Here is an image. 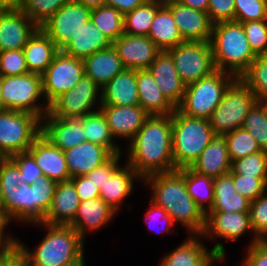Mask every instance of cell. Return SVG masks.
Segmentation results:
<instances>
[{
  "instance_id": "cell-1",
  "label": "cell",
  "mask_w": 267,
  "mask_h": 266,
  "mask_svg": "<svg viewBox=\"0 0 267 266\" xmlns=\"http://www.w3.org/2000/svg\"><path fill=\"white\" fill-rule=\"evenodd\" d=\"M127 146V163L143 179L176 170L172 152V114L149 115Z\"/></svg>"
},
{
  "instance_id": "cell-2",
  "label": "cell",
  "mask_w": 267,
  "mask_h": 266,
  "mask_svg": "<svg viewBox=\"0 0 267 266\" xmlns=\"http://www.w3.org/2000/svg\"><path fill=\"white\" fill-rule=\"evenodd\" d=\"M144 186H150L151 200L163 207L172 217L174 224H181L191 235H202L205 214L187 191L185 168L168 173H157L142 179ZM177 222V223H176Z\"/></svg>"
},
{
  "instance_id": "cell-3",
  "label": "cell",
  "mask_w": 267,
  "mask_h": 266,
  "mask_svg": "<svg viewBox=\"0 0 267 266\" xmlns=\"http://www.w3.org/2000/svg\"><path fill=\"white\" fill-rule=\"evenodd\" d=\"M46 231L39 245L28 249L20 240L14 238L16 245L29 258L32 266H64L84 254V239L70 225L33 223Z\"/></svg>"
},
{
  "instance_id": "cell-4",
  "label": "cell",
  "mask_w": 267,
  "mask_h": 266,
  "mask_svg": "<svg viewBox=\"0 0 267 266\" xmlns=\"http://www.w3.org/2000/svg\"><path fill=\"white\" fill-rule=\"evenodd\" d=\"M211 46L215 69L239 78L257 57L250 48L241 23L235 21L213 24Z\"/></svg>"
},
{
  "instance_id": "cell-5",
  "label": "cell",
  "mask_w": 267,
  "mask_h": 266,
  "mask_svg": "<svg viewBox=\"0 0 267 266\" xmlns=\"http://www.w3.org/2000/svg\"><path fill=\"white\" fill-rule=\"evenodd\" d=\"M213 135L209 120L186 116L176 108L172 113V152L176 170L191 167Z\"/></svg>"
},
{
  "instance_id": "cell-6",
  "label": "cell",
  "mask_w": 267,
  "mask_h": 266,
  "mask_svg": "<svg viewBox=\"0 0 267 266\" xmlns=\"http://www.w3.org/2000/svg\"><path fill=\"white\" fill-rule=\"evenodd\" d=\"M235 79L231 73L216 69L199 81L186 85L183 100L177 109L186 116L209 120Z\"/></svg>"
},
{
  "instance_id": "cell-7",
  "label": "cell",
  "mask_w": 267,
  "mask_h": 266,
  "mask_svg": "<svg viewBox=\"0 0 267 266\" xmlns=\"http://www.w3.org/2000/svg\"><path fill=\"white\" fill-rule=\"evenodd\" d=\"M41 97L44 100L42 75L1 76V109L25 111L42 119L48 113L49 105L45 100L42 105L38 104Z\"/></svg>"
},
{
  "instance_id": "cell-8",
  "label": "cell",
  "mask_w": 267,
  "mask_h": 266,
  "mask_svg": "<svg viewBox=\"0 0 267 266\" xmlns=\"http://www.w3.org/2000/svg\"><path fill=\"white\" fill-rule=\"evenodd\" d=\"M41 134V119L29 112L0 109V158L27 152Z\"/></svg>"
},
{
  "instance_id": "cell-9",
  "label": "cell",
  "mask_w": 267,
  "mask_h": 266,
  "mask_svg": "<svg viewBox=\"0 0 267 266\" xmlns=\"http://www.w3.org/2000/svg\"><path fill=\"white\" fill-rule=\"evenodd\" d=\"M256 101L254 93L240 78H236L209 119L214 134H227L242 128L245 117Z\"/></svg>"
},
{
  "instance_id": "cell-10",
  "label": "cell",
  "mask_w": 267,
  "mask_h": 266,
  "mask_svg": "<svg viewBox=\"0 0 267 266\" xmlns=\"http://www.w3.org/2000/svg\"><path fill=\"white\" fill-rule=\"evenodd\" d=\"M167 52L186 85L199 81L216 70L210 41L183 42Z\"/></svg>"
},
{
  "instance_id": "cell-11",
  "label": "cell",
  "mask_w": 267,
  "mask_h": 266,
  "mask_svg": "<svg viewBox=\"0 0 267 266\" xmlns=\"http://www.w3.org/2000/svg\"><path fill=\"white\" fill-rule=\"evenodd\" d=\"M97 104L99 107H96ZM100 105L101 88L85 74L74 88L49 105L48 114L57 118H80L98 110ZM94 107L97 109H93Z\"/></svg>"
},
{
  "instance_id": "cell-12",
  "label": "cell",
  "mask_w": 267,
  "mask_h": 266,
  "mask_svg": "<svg viewBox=\"0 0 267 266\" xmlns=\"http://www.w3.org/2000/svg\"><path fill=\"white\" fill-rule=\"evenodd\" d=\"M84 75L83 60L69 56L60 50L42 74L46 103L50 105L60 95L74 88Z\"/></svg>"
},
{
  "instance_id": "cell-13",
  "label": "cell",
  "mask_w": 267,
  "mask_h": 266,
  "mask_svg": "<svg viewBox=\"0 0 267 266\" xmlns=\"http://www.w3.org/2000/svg\"><path fill=\"white\" fill-rule=\"evenodd\" d=\"M92 9L83 4L69 0L44 24L42 31L62 50L79 31L81 26L91 18Z\"/></svg>"
},
{
  "instance_id": "cell-14",
  "label": "cell",
  "mask_w": 267,
  "mask_h": 266,
  "mask_svg": "<svg viewBox=\"0 0 267 266\" xmlns=\"http://www.w3.org/2000/svg\"><path fill=\"white\" fill-rule=\"evenodd\" d=\"M201 238V235L188 236L162 258L159 266H210L212 262L222 261L226 254L224 245L218 242L208 250Z\"/></svg>"
},
{
  "instance_id": "cell-15",
  "label": "cell",
  "mask_w": 267,
  "mask_h": 266,
  "mask_svg": "<svg viewBox=\"0 0 267 266\" xmlns=\"http://www.w3.org/2000/svg\"><path fill=\"white\" fill-rule=\"evenodd\" d=\"M38 28L16 4L0 6V52L23 49Z\"/></svg>"
},
{
  "instance_id": "cell-16",
  "label": "cell",
  "mask_w": 267,
  "mask_h": 266,
  "mask_svg": "<svg viewBox=\"0 0 267 266\" xmlns=\"http://www.w3.org/2000/svg\"><path fill=\"white\" fill-rule=\"evenodd\" d=\"M171 11L184 42L210 41L213 23L207 12L185 6L176 0H164Z\"/></svg>"
},
{
  "instance_id": "cell-17",
  "label": "cell",
  "mask_w": 267,
  "mask_h": 266,
  "mask_svg": "<svg viewBox=\"0 0 267 266\" xmlns=\"http://www.w3.org/2000/svg\"><path fill=\"white\" fill-rule=\"evenodd\" d=\"M112 45L125 69H148L160 52L148 36L123 33Z\"/></svg>"
},
{
  "instance_id": "cell-18",
  "label": "cell",
  "mask_w": 267,
  "mask_h": 266,
  "mask_svg": "<svg viewBox=\"0 0 267 266\" xmlns=\"http://www.w3.org/2000/svg\"><path fill=\"white\" fill-rule=\"evenodd\" d=\"M248 231L253 233L249 212L209 211L205 215V227L201 236L236 241Z\"/></svg>"
},
{
  "instance_id": "cell-19",
  "label": "cell",
  "mask_w": 267,
  "mask_h": 266,
  "mask_svg": "<svg viewBox=\"0 0 267 266\" xmlns=\"http://www.w3.org/2000/svg\"><path fill=\"white\" fill-rule=\"evenodd\" d=\"M27 152L41 168L43 176L58 182L70 180V174L64 151L53 145L40 134Z\"/></svg>"
},
{
  "instance_id": "cell-20",
  "label": "cell",
  "mask_w": 267,
  "mask_h": 266,
  "mask_svg": "<svg viewBox=\"0 0 267 266\" xmlns=\"http://www.w3.org/2000/svg\"><path fill=\"white\" fill-rule=\"evenodd\" d=\"M113 138L131 141L149 114L140 106L100 105Z\"/></svg>"
},
{
  "instance_id": "cell-21",
  "label": "cell",
  "mask_w": 267,
  "mask_h": 266,
  "mask_svg": "<svg viewBox=\"0 0 267 266\" xmlns=\"http://www.w3.org/2000/svg\"><path fill=\"white\" fill-rule=\"evenodd\" d=\"M41 134L62 151L86 141L83 122L75 117L57 118L47 113L41 119Z\"/></svg>"
},
{
  "instance_id": "cell-22",
  "label": "cell",
  "mask_w": 267,
  "mask_h": 266,
  "mask_svg": "<svg viewBox=\"0 0 267 266\" xmlns=\"http://www.w3.org/2000/svg\"><path fill=\"white\" fill-rule=\"evenodd\" d=\"M148 70L162 94L177 108L183 100L186 84L178 75L171 55L167 51H160Z\"/></svg>"
},
{
  "instance_id": "cell-23",
  "label": "cell",
  "mask_w": 267,
  "mask_h": 266,
  "mask_svg": "<svg viewBox=\"0 0 267 266\" xmlns=\"http://www.w3.org/2000/svg\"><path fill=\"white\" fill-rule=\"evenodd\" d=\"M232 161L227 150L226 135L214 134L210 144L190 167L193 171L217 178L231 171Z\"/></svg>"
},
{
  "instance_id": "cell-24",
  "label": "cell",
  "mask_w": 267,
  "mask_h": 266,
  "mask_svg": "<svg viewBox=\"0 0 267 266\" xmlns=\"http://www.w3.org/2000/svg\"><path fill=\"white\" fill-rule=\"evenodd\" d=\"M64 154L70 179L90 173L113 156L107 148L89 141L65 150Z\"/></svg>"
},
{
  "instance_id": "cell-25",
  "label": "cell",
  "mask_w": 267,
  "mask_h": 266,
  "mask_svg": "<svg viewBox=\"0 0 267 266\" xmlns=\"http://www.w3.org/2000/svg\"><path fill=\"white\" fill-rule=\"evenodd\" d=\"M80 204L76 188L71 180L58 182L50 209L42 223L52 225H70L77 214Z\"/></svg>"
},
{
  "instance_id": "cell-26",
  "label": "cell",
  "mask_w": 267,
  "mask_h": 266,
  "mask_svg": "<svg viewBox=\"0 0 267 266\" xmlns=\"http://www.w3.org/2000/svg\"><path fill=\"white\" fill-rule=\"evenodd\" d=\"M101 105H139L135 69H124L101 88Z\"/></svg>"
},
{
  "instance_id": "cell-27",
  "label": "cell",
  "mask_w": 267,
  "mask_h": 266,
  "mask_svg": "<svg viewBox=\"0 0 267 266\" xmlns=\"http://www.w3.org/2000/svg\"><path fill=\"white\" fill-rule=\"evenodd\" d=\"M117 212L100 197L80 202L74 221L70 224L85 240V234L107 226Z\"/></svg>"
},
{
  "instance_id": "cell-28",
  "label": "cell",
  "mask_w": 267,
  "mask_h": 266,
  "mask_svg": "<svg viewBox=\"0 0 267 266\" xmlns=\"http://www.w3.org/2000/svg\"><path fill=\"white\" fill-rule=\"evenodd\" d=\"M141 180L142 178L135 172V170L126 162L122 167L120 166L113 175H107L104 186L99 189V197L108 204L113 210L118 212L121 208V203L129 197L133 191L134 180Z\"/></svg>"
},
{
  "instance_id": "cell-29",
  "label": "cell",
  "mask_w": 267,
  "mask_h": 266,
  "mask_svg": "<svg viewBox=\"0 0 267 266\" xmlns=\"http://www.w3.org/2000/svg\"><path fill=\"white\" fill-rule=\"evenodd\" d=\"M12 221L36 223L35 186L21 183L12 191H0Z\"/></svg>"
},
{
  "instance_id": "cell-30",
  "label": "cell",
  "mask_w": 267,
  "mask_h": 266,
  "mask_svg": "<svg viewBox=\"0 0 267 266\" xmlns=\"http://www.w3.org/2000/svg\"><path fill=\"white\" fill-rule=\"evenodd\" d=\"M139 105L149 115H170L175 107L162 94L148 69L136 70Z\"/></svg>"
},
{
  "instance_id": "cell-31",
  "label": "cell",
  "mask_w": 267,
  "mask_h": 266,
  "mask_svg": "<svg viewBox=\"0 0 267 266\" xmlns=\"http://www.w3.org/2000/svg\"><path fill=\"white\" fill-rule=\"evenodd\" d=\"M112 45L109 38L94 25L90 19L81 26L73 39L62 51L76 59L84 60L97 51Z\"/></svg>"
},
{
  "instance_id": "cell-32",
  "label": "cell",
  "mask_w": 267,
  "mask_h": 266,
  "mask_svg": "<svg viewBox=\"0 0 267 266\" xmlns=\"http://www.w3.org/2000/svg\"><path fill=\"white\" fill-rule=\"evenodd\" d=\"M83 63L85 74L100 88L125 69L113 45L93 53Z\"/></svg>"
},
{
  "instance_id": "cell-33",
  "label": "cell",
  "mask_w": 267,
  "mask_h": 266,
  "mask_svg": "<svg viewBox=\"0 0 267 266\" xmlns=\"http://www.w3.org/2000/svg\"><path fill=\"white\" fill-rule=\"evenodd\" d=\"M29 73L42 75L60 51L39 27L23 47Z\"/></svg>"
},
{
  "instance_id": "cell-34",
  "label": "cell",
  "mask_w": 267,
  "mask_h": 266,
  "mask_svg": "<svg viewBox=\"0 0 267 266\" xmlns=\"http://www.w3.org/2000/svg\"><path fill=\"white\" fill-rule=\"evenodd\" d=\"M213 184L214 204L210 211L249 212L251 201L236 191L231 172L214 178Z\"/></svg>"
},
{
  "instance_id": "cell-35",
  "label": "cell",
  "mask_w": 267,
  "mask_h": 266,
  "mask_svg": "<svg viewBox=\"0 0 267 266\" xmlns=\"http://www.w3.org/2000/svg\"><path fill=\"white\" fill-rule=\"evenodd\" d=\"M147 36L160 51H167L184 42L171 11L165 5L157 11Z\"/></svg>"
},
{
  "instance_id": "cell-36",
  "label": "cell",
  "mask_w": 267,
  "mask_h": 266,
  "mask_svg": "<svg viewBox=\"0 0 267 266\" xmlns=\"http://www.w3.org/2000/svg\"><path fill=\"white\" fill-rule=\"evenodd\" d=\"M83 122V130L86 141L107 148L113 155L121 154V145L115 143L110 133L106 118L100 109L80 117Z\"/></svg>"
},
{
  "instance_id": "cell-37",
  "label": "cell",
  "mask_w": 267,
  "mask_h": 266,
  "mask_svg": "<svg viewBox=\"0 0 267 266\" xmlns=\"http://www.w3.org/2000/svg\"><path fill=\"white\" fill-rule=\"evenodd\" d=\"M214 179L185 168V184L189 195L206 215L214 204Z\"/></svg>"
},
{
  "instance_id": "cell-38",
  "label": "cell",
  "mask_w": 267,
  "mask_h": 266,
  "mask_svg": "<svg viewBox=\"0 0 267 266\" xmlns=\"http://www.w3.org/2000/svg\"><path fill=\"white\" fill-rule=\"evenodd\" d=\"M164 5V0H146L124 15V33L147 36L157 11Z\"/></svg>"
},
{
  "instance_id": "cell-39",
  "label": "cell",
  "mask_w": 267,
  "mask_h": 266,
  "mask_svg": "<svg viewBox=\"0 0 267 266\" xmlns=\"http://www.w3.org/2000/svg\"><path fill=\"white\" fill-rule=\"evenodd\" d=\"M90 19L111 42L117 40L124 33V15L112 6L104 4L92 9Z\"/></svg>"
},
{
  "instance_id": "cell-40",
  "label": "cell",
  "mask_w": 267,
  "mask_h": 266,
  "mask_svg": "<svg viewBox=\"0 0 267 266\" xmlns=\"http://www.w3.org/2000/svg\"><path fill=\"white\" fill-rule=\"evenodd\" d=\"M239 78L257 100L267 101V53L257 56Z\"/></svg>"
},
{
  "instance_id": "cell-41",
  "label": "cell",
  "mask_w": 267,
  "mask_h": 266,
  "mask_svg": "<svg viewBox=\"0 0 267 266\" xmlns=\"http://www.w3.org/2000/svg\"><path fill=\"white\" fill-rule=\"evenodd\" d=\"M242 128L256 139L261 150L267 152V101L257 100L254 103Z\"/></svg>"
},
{
  "instance_id": "cell-42",
  "label": "cell",
  "mask_w": 267,
  "mask_h": 266,
  "mask_svg": "<svg viewBox=\"0 0 267 266\" xmlns=\"http://www.w3.org/2000/svg\"><path fill=\"white\" fill-rule=\"evenodd\" d=\"M69 0H16L15 4L38 27L46 22Z\"/></svg>"
},
{
  "instance_id": "cell-43",
  "label": "cell",
  "mask_w": 267,
  "mask_h": 266,
  "mask_svg": "<svg viewBox=\"0 0 267 266\" xmlns=\"http://www.w3.org/2000/svg\"><path fill=\"white\" fill-rule=\"evenodd\" d=\"M225 135L231 161L262 151L256 139L243 128H238Z\"/></svg>"
},
{
  "instance_id": "cell-44",
  "label": "cell",
  "mask_w": 267,
  "mask_h": 266,
  "mask_svg": "<svg viewBox=\"0 0 267 266\" xmlns=\"http://www.w3.org/2000/svg\"><path fill=\"white\" fill-rule=\"evenodd\" d=\"M249 216L253 237L248 247L259 241H267V191L251 201Z\"/></svg>"
},
{
  "instance_id": "cell-45",
  "label": "cell",
  "mask_w": 267,
  "mask_h": 266,
  "mask_svg": "<svg viewBox=\"0 0 267 266\" xmlns=\"http://www.w3.org/2000/svg\"><path fill=\"white\" fill-rule=\"evenodd\" d=\"M230 172L249 177L267 178V152L262 150L232 161Z\"/></svg>"
},
{
  "instance_id": "cell-46",
  "label": "cell",
  "mask_w": 267,
  "mask_h": 266,
  "mask_svg": "<svg viewBox=\"0 0 267 266\" xmlns=\"http://www.w3.org/2000/svg\"><path fill=\"white\" fill-rule=\"evenodd\" d=\"M234 21L267 20V0H235Z\"/></svg>"
},
{
  "instance_id": "cell-47",
  "label": "cell",
  "mask_w": 267,
  "mask_h": 266,
  "mask_svg": "<svg viewBox=\"0 0 267 266\" xmlns=\"http://www.w3.org/2000/svg\"><path fill=\"white\" fill-rule=\"evenodd\" d=\"M32 185L35 186L36 222H41L51 207L57 182L42 176Z\"/></svg>"
},
{
  "instance_id": "cell-48",
  "label": "cell",
  "mask_w": 267,
  "mask_h": 266,
  "mask_svg": "<svg viewBox=\"0 0 267 266\" xmlns=\"http://www.w3.org/2000/svg\"><path fill=\"white\" fill-rule=\"evenodd\" d=\"M251 50L256 56L267 53V20L241 23Z\"/></svg>"
},
{
  "instance_id": "cell-49",
  "label": "cell",
  "mask_w": 267,
  "mask_h": 266,
  "mask_svg": "<svg viewBox=\"0 0 267 266\" xmlns=\"http://www.w3.org/2000/svg\"><path fill=\"white\" fill-rule=\"evenodd\" d=\"M27 73L29 71L22 49L0 52V76H16Z\"/></svg>"
},
{
  "instance_id": "cell-50",
  "label": "cell",
  "mask_w": 267,
  "mask_h": 266,
  "mask_svg": "<svg viewBox=\"0 0 267 266\" xmlns=\"http://www.w3.org/2000/svg\"><path fill=\"white\" fill-rule=\"evenodd\" d=\"M233 185L240 195L253 201L267 191V178L233 174Z\"/></svg>"
},
{
  "instance_id": "cell-51",
  "label": "cell",
  "mask_w": 267,
  "mask_h": 266,
  "mask_svg": "<svg viewBox=\"0 0 267 266\" xmlns=\"http://www.w3.org/2000/svg\"><path fill=\"white\" fill-rule=\"evenodd\" d=\"M19 167L21 183L32 185L43 176L41 168L28 152L17 153L10 157Z\"/></svg>"
},
{
  "instance_id": "cell-52",
  "label": "cell",
  "mask_w": 267,
  "mask_h": 266,
  "mask_svg": "<svg viewBox=\"0 0 267 266\" xmlns=\"http://www.w3.org/2000/svg\"><path fill=\"white\" fill-rule=\"evenodd\" d=\"M21 172L11 158H0V191H12L21 184Z\"/></svg>"
},
{
  "instance_id": "cell-53",
  "label": "cell",
  "mask_w": 267,
  "mask_h": 266,
  "mask_svg": "<svg viewBox=\"0 0 267 266\" xmlns=\"http://www.w3.org/2000/svg\"><path fill=\"white\" fill-rule=\"evenodd\" d=\"M151 206L145 213L146 217L145 220H147V223L149 225V228H152L151 230L157 231L158 233H168L174 229H171L172 227L174 228L175 224L172 220V217L168 215L167 211L152 201H150ZM159 222L158 224L161 225V229L159 226L155 227V224ZM161 223V224H160ZM159 227V228H158ZM155 228V229H154ZM156 233V232H155Z\"/></svg>"
},
{
  "instance_id": "cell-54",
  "label": "cell",
  "mask_w": 267,
  "mask_h": 266,
  "mask_svg": "<svg viewBox=\"0 0 267 266\" xmlns=\"http://www.w3.org/2000/svg\"><path fill=\"white\" fill-rule=\"evenodd\" d=\"M235 0H209L207 14L213 24L234 21Z\"/></svg>"
},
{
  "instance_id": "cell-55",
  "label": "cell",
  "mask_w": 267,
  "mask_h": 266,
  "mask_svg": "<svg viewBox=\"0 0 267 266\" xmlns=\"http://www.w3.org/2000/svg\"><path fill=\"white\" fill-rule=\"evenodd\" d=\"M119 160L121 161V154H115L107 162L94 168L85 176L90 179L94 186L100 189L104 186L107 175H113V173L120 167Z\"/></svg>"
},
{
  "instance_id": "cell-56",
  "label": "cell",
  "mask_w": 267,
  "mask_h": 266,
  "mask_svg": "<svg viewBox=\"0 0 267 266\" xmlns=\"http://www.w3.org/2000/svg\"><path fill=\"white\" fill-rule=\"evenodd\" d=\"M242 266H267V241H259L247 247Z\"/></svg>"
},
{
  "instance_id": "cell-57",
  "label": "cell",
  "mask_w": 267,
  "mask_h": 266,
  "mask_svg": "<svg viewBox=\"0 0 267 266\" xmlns=\"http://www.w3.org/2000/svg\"><path fill=\"white\" fill-rule=\"evenodd\" d=\"M77 191L80 202L88 199L99 198V189L92 184L90 179L84 176H76L70 179Z\"/></svg>"
},
{
  "instance_id": "cell-58",
  "label": "cell",
  "mask_w": 267,
  "mask_h": 266,
  "mask_svg": "<svg viewBox=\"0 0 267 266\" xmlns=\"http://www.w3.org/2000/svg\"><path fill=\"white\" fill-rule=\"evenodd\" d=\"M3 266H32L29 258L16 245L15 241L4 251Z\"/></svg>"
},
{
  "instance_id": "cell-59",
  "label": "cell",
  "mask_w": 267,
  "mask_h": 266,
  "mask_svg": "<svg viewBox=\"0 0 267 266\" xmlns=\"http://www.w3.org/2000/svg\"><path fill=\"white\" fill-rule=\"evenodd\" d=\"M146 0H105V5L112 6L120 13L133 11L136 7L141 6Z\"/></svg>"
},
{
  "instance_id": "cell-60",
  "label": "cell",
  "mask_w": 267,
  "mask_h": 266,
  "mask_svg": "<svg viewBox=\"0 0 267 266\" xmlns=\"http://www.w3.org/2000/svg\"><path fill=\"white\" fill-rule=\"evenodd\" d=\"M179 3L197 9L203 12H207L209 0H176Z\"/></svg>"
},
{
  "instance_id": "cell-61",
  "label": "cell",
  "mask_w": 267,
  "mask_h": 266,
  "mask_svg": "<svg viewBox=\"0 0 267 266\" xmlns=\"http://www.w3.org/2000/svg\"><path fill=\"white\" fill-rule=\"evenodd\" d=\"M11 218L9 217L3 198L0 194V228L4 229L7 228L8 224L11 223Z\"/></svg>"
},
{
  "instance_id": "cell-62",
  "label": "cell",
  "mask_w": 267,
  "mask_h": 266,
  "mask_svg": "<svg viewBox=\"0 0 267 266\" xmlns=\"http://www.w3.org/2000/svg\"><path fill=\"white\" fill-rule=\"evenodd\" d=\"M14 238L11 234L9 236L0 235V255L14 242Z\"/></svg>"
},
{
  "instance_id": "cell-63",
  "label": "cell",
  "mask_w": 267,
  "mask_h": 266,
  "mask_svg": "<svg viewBox=\"0 0 267 266\" xmlns=\"http://www.w3.org/2000/svg\"><path fill=\"white\" fill-rule=\"evenodd\" d=\"M73 1L83 4L85 7H88L90 9L98 8L105 4V0H73Z\"/></svg>"
},
{
  "instance_id": "cell-64",
  "label": "cell",
  "mask_w": 267,
  "mask_h": 266,
  "mask_svg": "<svg viewBox=\"0 0 267 266\" xmlns=\"http://www.w3.org/2000/svg\"><path fill=\"white\" fill-rule=\"evenodd\" d=\"M85 254H83L81 257H79L78 259H76L75 261L65 264L64 266H85L86 262H85Z\"/></svg>"
},
{
  "instance_id": "cell-65",
  "label": "cell",
  "mask_w": 267,
  "mask_h": 266,
  "mask_svg": "<svg viewBox=\"0 0 267 266\" xmlns=\"http://www.w3.org/2000/svg\"><path fill=\"white\" fill-rule=\"evenodd\" d=\"M16 0H0V6H8L15 4Z\"/></svg>"
},
{
  "instance_id": "cell-66",
  "label": "cell",
  "mask_w": 267,
  "mask_h": 266,
  "mask_svg": "<svg viewBox=\"0 0 267 266\" xmlns=\"http://www.w3.org/2000/svg\"><path fill=\"white\" fill-rule=\"evenodd\" d=\"M4 264V252L0 255V266Z\"/></svg>"
},
{
  "instance_id": "cell-67",
  "label": "cell",
  "mask_w": 267,
  "mask_h": 266,
  "mask_svg": "<svg viewBox=\"0 0 267 266\" xmlns=\"http://www.w3.org/2000/svg\"><path fill=\"white\" fill-rule=\"evenodd\" d=\"M0 109H1V76H0Z\"/></svg>"
},
{
  "instance_id": "cell-68",
  "label": "cell",
  "mask_w": 267,
  "mask_h": 266,
  "mask_svg": "<svg viewBox=\"0 0 267 266\" xmlns=\"http://www.w3.org/2000/svg\"><path fill=\"white\" fill-rule=\"evenodd\" d=\"M0 235H6L5 230L0 228Z\"/></svg>"
}]
</instances>
